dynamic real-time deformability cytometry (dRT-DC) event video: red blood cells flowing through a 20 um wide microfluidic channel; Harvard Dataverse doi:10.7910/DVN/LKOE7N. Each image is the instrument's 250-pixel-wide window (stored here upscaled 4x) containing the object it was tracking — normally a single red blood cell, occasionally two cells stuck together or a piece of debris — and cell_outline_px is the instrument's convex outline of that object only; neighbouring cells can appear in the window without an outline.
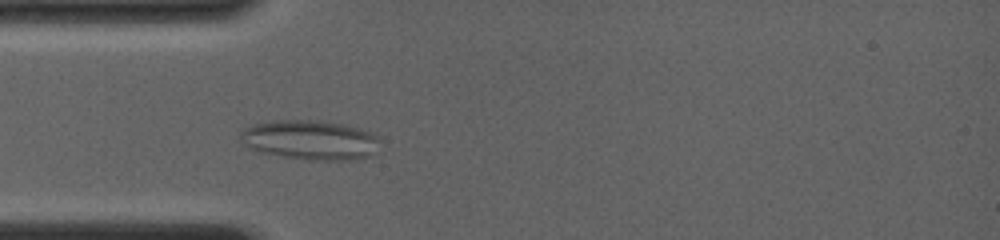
{"species": "common noctule bat (a hibernating species)", "species_latin": "Nyctalus noctula", "temperature_condition": "room temperature", "stored_images_in_passage": 5, "camera_frame_rate_fps": 4000, "um_per_image_px": 0.085, "animal": {"sex": "female", "body_mass_g": 19.0, "forearm_length_mm": 56.7}, "frame": {"image": 1, "passage_image": 5, "time_ms": 3.5, "image_size_px": [1000, 240], "cell_outline_px": [[376, 152], [368, 156], [352, 160], [312, 160], [284, 156], [260, 152], [248, 148], [240, 140], [240, 132], [244, 128], [252, 124], [272, 120], [316, 120], [344, 124], [360, 128], [372, 132], [376, 136]], "centroid_in_image_um": [26.32, 11.88], "position_along_channel_um": 58.7, "area_um2": 32.19}}